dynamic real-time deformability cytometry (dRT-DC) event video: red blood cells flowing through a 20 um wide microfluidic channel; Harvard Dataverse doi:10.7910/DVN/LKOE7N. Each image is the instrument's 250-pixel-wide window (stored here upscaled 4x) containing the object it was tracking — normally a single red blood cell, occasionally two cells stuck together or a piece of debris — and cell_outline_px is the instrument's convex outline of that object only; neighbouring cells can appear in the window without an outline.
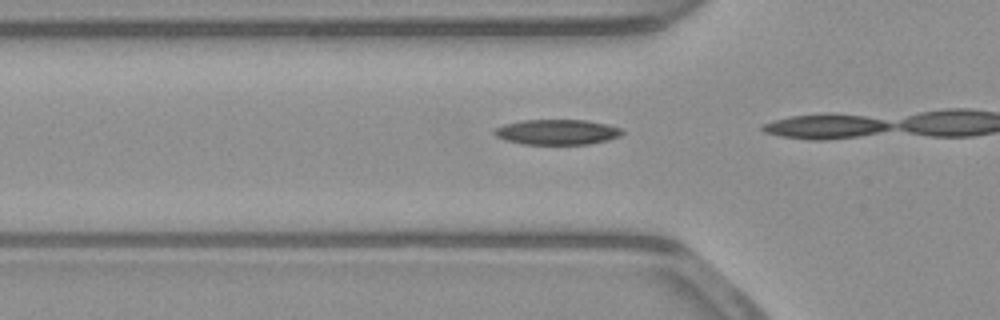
{"species": "common noctule bat (a hibernating species)", "species_latin": "Nyctalus noctula", "temperature_condition": "warm", "stored_images_in_passage": 9, "camera_frame_rate_fps": 3000, "um_per_image_px": 0.085, "animal": {"sex": "male", "body_mass_g": 23.1, "forearm_length_mm": 52.7}, "frame": {"image": 1, "passage_image": 7, "time_ms": 2.0, "image_size_px": [1000, 320], "cell_outline_px": [[624, 132], [620, 136], [608, 140], [588, 144], [524, 144], [504, 140], [496, 136], [492, 132], [496, 128], [504, 124], [520, 120], [588, 120], [608, 124], [620, 128]], "centroid_in_image_um": [47.35, 11.22], "position_along_channel_um": 78.5, "area_um2": 18.9}}